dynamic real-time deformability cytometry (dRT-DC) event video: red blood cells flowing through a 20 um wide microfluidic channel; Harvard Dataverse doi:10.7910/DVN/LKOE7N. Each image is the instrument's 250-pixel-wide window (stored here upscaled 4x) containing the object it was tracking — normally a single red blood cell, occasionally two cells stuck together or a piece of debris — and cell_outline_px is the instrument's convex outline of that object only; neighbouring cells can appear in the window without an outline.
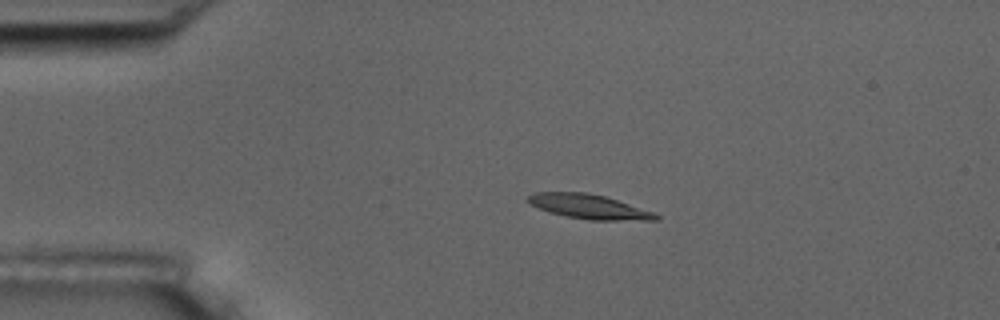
{"species": "common noctule bat (a hibernating species)", "species_latin": "Nyctalus noctula", "temperature_condition": "room temperature", "stored_images_in_passage": 6, "camera_frame_rate_fps": 3000, "um_per_image_px": 0.085, "animal": {"sex": "male", "body_mass_g": 17.5, "forearm_length_mm": 52.3}, "frame": {"image": 1, "passage_image": 3, "time_ms": 0.667, "image_size_px": [1000, 320], "cell_outline_px": [[660, 216], [656, 220], [588, 220], [564, 216], [548, 212], [524, 200], [532, 192], [588, 192], [604, 196], [652, 212]], "centroid_in_image_um": [49.99, 17.56], "position_along_channel_um": 35.0, "area_um2": 18.09}}
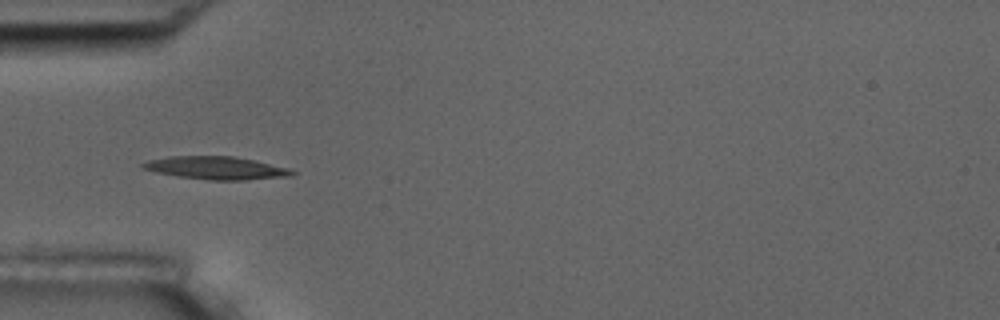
{"frame": {"image": 2, "passage_image": 4, "time_ms": 1.0, "image_size_px": [1000, 320], "cell_outline_px": [[296, 172], [292, 176], [244, 180], [208, 180], [176, 176], [156, 172], [144, 168], [140, 164], [148, 160], [168, 156], [232, 156], [256, 160], [288, 168]], "centroid_in_image_um": [18.39, 14.27], "position_along_channel_um": 66.6, "area_um2": 19.94}}